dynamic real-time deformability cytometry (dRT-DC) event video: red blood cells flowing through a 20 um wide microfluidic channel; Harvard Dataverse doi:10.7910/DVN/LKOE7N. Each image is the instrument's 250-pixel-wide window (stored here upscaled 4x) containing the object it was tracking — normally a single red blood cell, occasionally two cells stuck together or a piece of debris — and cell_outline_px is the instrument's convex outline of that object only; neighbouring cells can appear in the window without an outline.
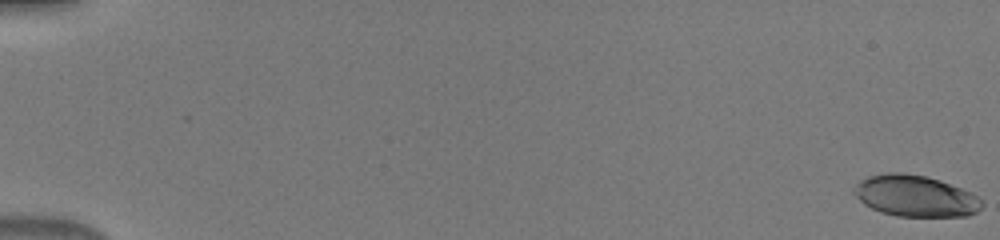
{"species": "human", "species_latin": "Homo sapiens", "temperature_condition": "warm", "stored_images_in_passage": 7, "camera_frame_rate_fps": 3000, "um_per_image_px": 0.085, "donor": {"sex": "male"}, "frame": {"image": 1, "passage_image": 1, "time_ms": 0.0, "image_size_px": [1000, 240], "cell_outline_px": [[984, 204], [976, 212], [968, 216], [896, 216], [880, 212], [864, 204], [852, 192], [852, 188], [860, 180], [868, 176], [888, 172], [904, 172], [924, 176], [940, 180], [972, 192], [980, 196], [984, 200]], "centroid_in_image_um": [77.82, 16.65], "position_along_channel_um": 7.2, "area_um2": 31.1}}
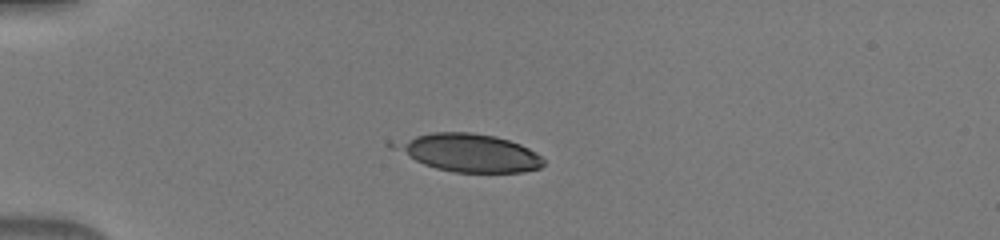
{"frame": {"image": 2, "passage_image": 6, "time_ms": 1.667, "image_size_px": [1000, 240], "cell_outline_px": [[544, 164], [540, 168], [524, 172], [456, 172], [436, 168], [424, 164], [388, 148], [384, 144], [388, 140], [432, 132], [472, 132], [496, 136], [520, 144], [536, 152], [544, 160]], "centroid_in_image_um": [39.72, 12.95], "position_along_channel_um": 45.3, "area_um2": 33.58}}